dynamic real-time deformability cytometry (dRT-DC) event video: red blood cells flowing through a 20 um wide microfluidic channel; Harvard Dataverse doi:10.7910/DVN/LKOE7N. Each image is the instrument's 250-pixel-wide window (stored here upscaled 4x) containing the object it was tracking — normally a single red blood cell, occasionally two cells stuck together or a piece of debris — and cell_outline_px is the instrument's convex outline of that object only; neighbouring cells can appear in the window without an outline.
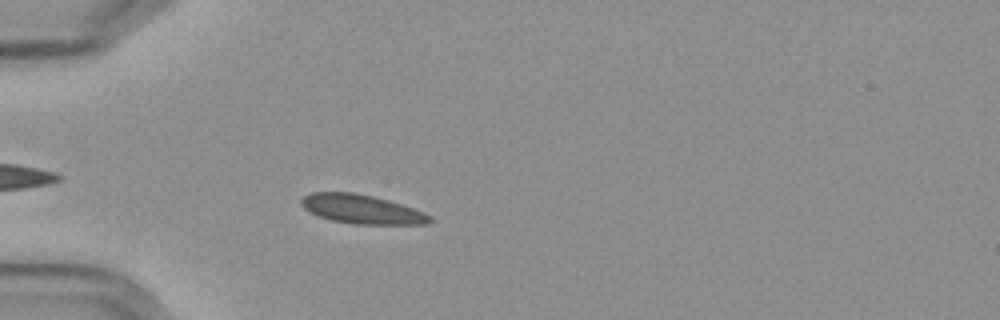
{"species": "Egyptian fruit bat (a non-hibernating species)", "species_latin": "Rousettus aegyptiacus", "temperature_condition": "cold", "stored_images_in_passage": 48, "camera_frame_rate_fps": 3000, "um_per_image_px": 0.085, "frame": {"image": 1, "passage_image": 8, "time_ms": 2.333, "image_size_px": [1000, 320], "cell_outline_px": [[432, 220], [428, 224], [356, 224], [332, 220], [308, 212], [300, 204], [300, 200], [304, 196], [312, 192], [352, 192], [372, 196], [388, 200], [424, 212], [432, 216]], "centroid_in_image_um": [30.73, 17.78], "position_along_channel_um": 54.3, "area_um2": 21.62}}
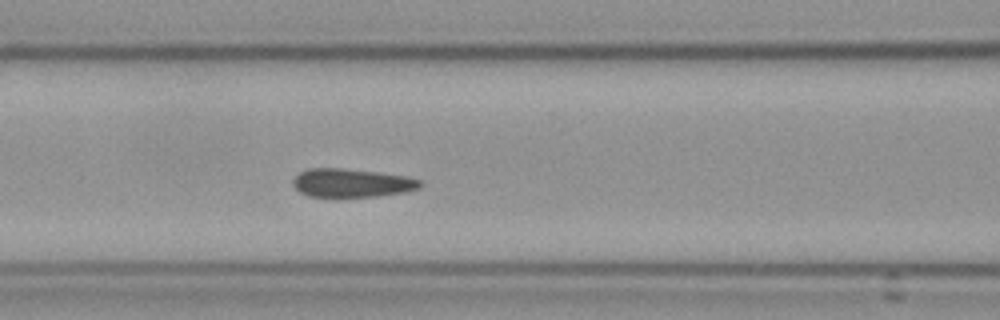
{"frame": {"image": 2, "passage_image": 16, "time_ms": 5.0, "image_size_px": [1000, 320], "cell_outline_px": [[424, 184], [420, 188], [404, 192], [376, 196], [336, 200], [308, 196], [300, 192], [292, 184], [292, 180], [300, 172], [308, 168], [340, 168], [376, 172], [408, 176], [420, 180]], "centroid_in_image_um": [29.87, 15.59], "position_along_channel_um": 136.7, "area_um2": 21.96}}
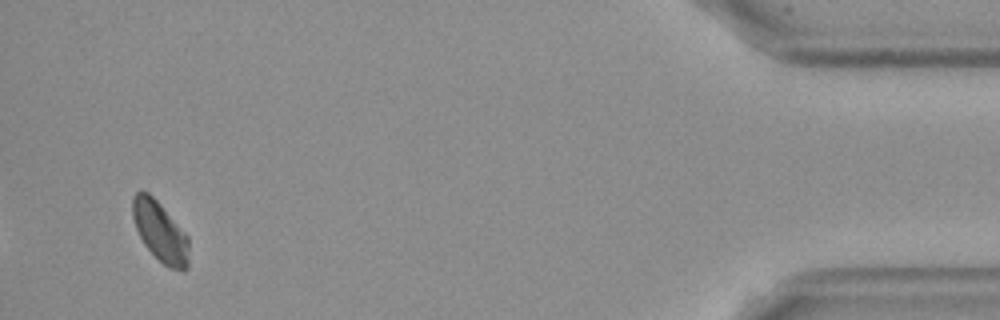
{"frame": {"image": 3, "passage_image": 46, "time_ms": 15.0, "image_size_px": [1000, 320], "cell_outline_px": [[188, 268], [184, 272], [168, 268], [144, 244], [136, 228], [132, 216], [132, 196], [136, 192], [148, 192], [160, 204], [188, 236]], "centroid_in_image_um": [13.62, 19.71], "position_along_channel_um": 421.6, "area_um2": 19.54}, "authors_computed_cell_mechanics": {"area_um2": 21.2415, "velocity_mm_per_s": 3.5475, "shape_relaxation_time_tau1_ms": 3.1899, "shape_relaxation_time_tau2_ms": null, "deformation_change_tau1": 0.0625, "deformation_change_tau2": null}}